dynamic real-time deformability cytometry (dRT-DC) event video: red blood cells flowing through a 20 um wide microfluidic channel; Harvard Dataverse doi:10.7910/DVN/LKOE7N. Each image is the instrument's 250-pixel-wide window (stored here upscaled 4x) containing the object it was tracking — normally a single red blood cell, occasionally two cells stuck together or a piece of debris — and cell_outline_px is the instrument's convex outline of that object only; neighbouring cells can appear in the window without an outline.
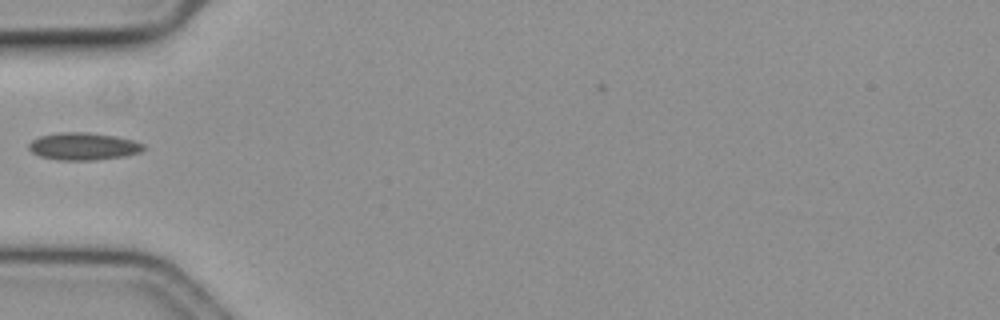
{"species": "common noctule bat (a hibernating species)", "species_latin": "Nyctalus noctula", "temperature_condition": "cold", "stored_images_in_passage": 33, "camera_frame_rate_fps": 3000, "um_per_image_px": 0.085, "animal": {"sex": "female", "body_mass_g": 19.3, "forearm_length_mm": 54.1}, "frame": {"image": 1, "passage_image": 1, "time_ms": 0.0, "image_size_px": [1000, 320], "cell_outline_px": [[144, 148], [140, 152], [124, 156], [92, 160], [56, 160], [40, 156], [32, 152], [28, 148], [28, 144], [32, 140], [40, 136], [60, 132], [88, 132], [116, 136], [132, 140], [144, 144]], "centroid_in_image_um": [7.06, 12.43], "position_along_channel_um": 77.9, "area_um2": 18.26}}
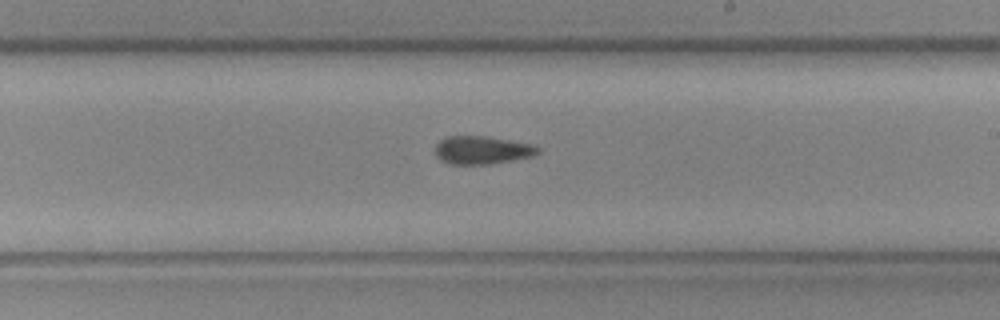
{"frame": {"image": 2, "passage_image": 15, "time_ms": 4.667, "image_size_px": [1000, 320], "cell_outline_px": [[540, 152], [532, 156], [512, 160], [488, 164], [448, 164], [440, 160], [436, 156], [436, 144], [440, 140], [448, 136], [484, 136], [532, 144], [540, 148]], "centroid_in_image_um": [40.96, 12.76], "position_along_channel_um": 248.0, "area_um2": 16.7}}
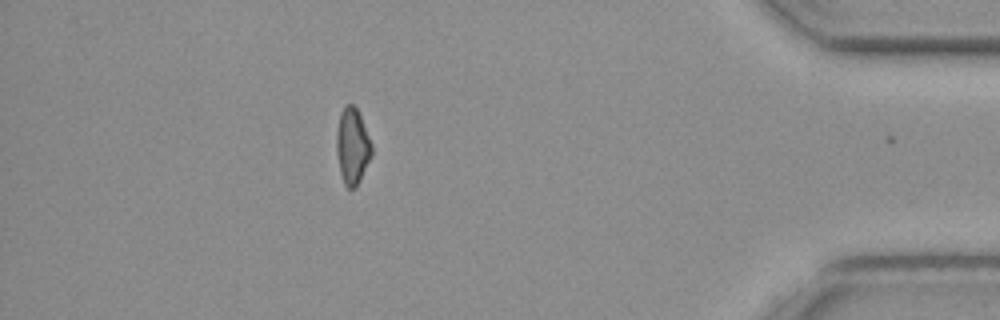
{"frame": {"image": 3, "passage_image": 32, "time_ms": 10.333, "image_size_px": [1000, 320], "cell_outline_px": [[372, 156], [356, 188], [348, 188], [344, 184], [340, 172], [336, 152], [336, 132], [340, 112], [344, 104], [352, 104], [356, 108], [360, 116], [372, 144]], "centroid_in_image_um": [29.94, 12.42], "position_along_channel_um": 405.3, "area_um2": 15.72}}